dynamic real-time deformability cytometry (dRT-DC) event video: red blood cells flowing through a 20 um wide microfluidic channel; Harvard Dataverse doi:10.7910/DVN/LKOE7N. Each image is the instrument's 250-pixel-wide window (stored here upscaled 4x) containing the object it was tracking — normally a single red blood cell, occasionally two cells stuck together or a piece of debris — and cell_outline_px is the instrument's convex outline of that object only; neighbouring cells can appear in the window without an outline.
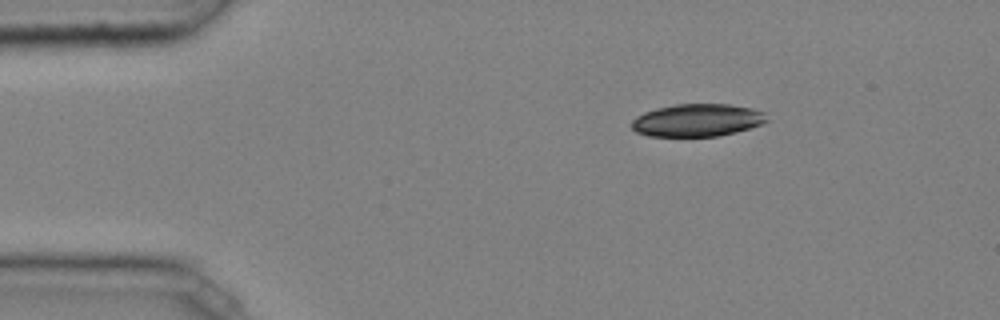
{"species": "common noctule bat (a hibernating species)", "species_latin": "Nyctalus noctula", "temperature_condition": "cold", "stored_images_in_passage": 38, "camera_frame_rate_fps": 3000, "um_per_image_px": 0.085, "animal": {"sex": "male", "body_mass_g": 20.4}, "frame": {"image": 1, "passage_image": 1, "time_ms": 0.0, "image_size_px": [1000, 320], "cell_outline_px": [[768, 120], [764, 124], [736, 132], [716, 136], [648, 136], [636, 132], [632, 128], [632, 120], [636, 116], [644, 112], [656, 108], [676, 104], [728, 104], [752, 108], [764, 112]], "centroid_in_image_um": [59.28, 10.21], "position_along_channel_um": 25.7, "area_um2": 25.78}}
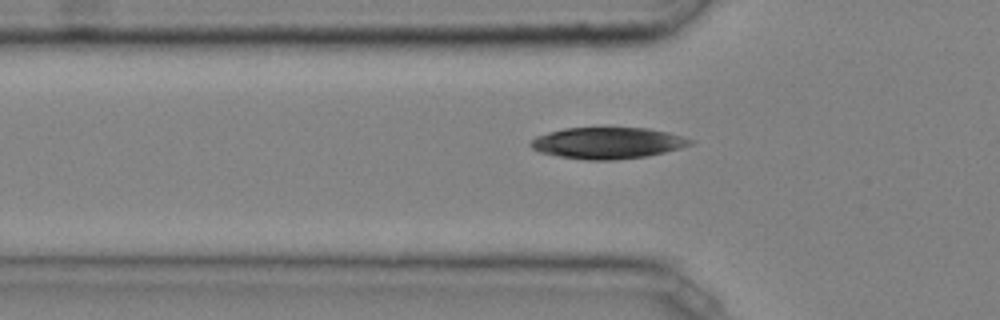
{"frame": {"image": 2, "passage_image": 9, "time_ms": 2.667, "image_size_px": [1000, 320], "cell_outline_px": [[696, 140], [692, 144], [680, 148], [648, 156], [612, 160], [588, 160], [560, 156], [540, 152], [532, 148], [528, 144], [536, 136], [548, 132], [564, 128], [648, 128], [668, 132]], "centroid_in_image_um": [51.66, 12.15], "position_along_channel_um": 74.1, "area_um2": 29.13}}
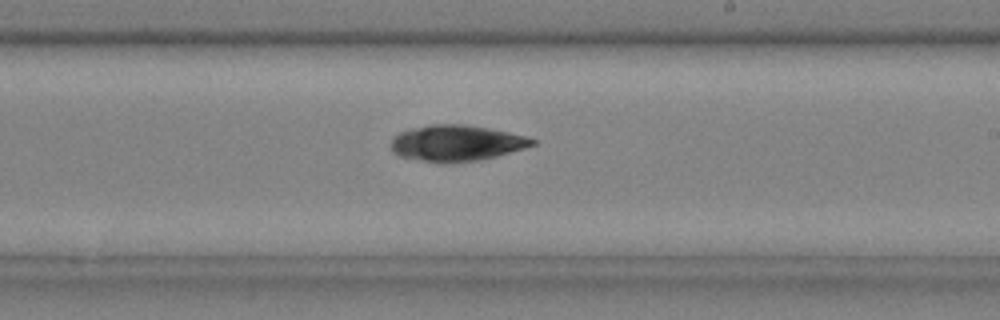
{"frame": {"image": 3, "passage_image": 22, "time_ms": 7.0, "image_size_px": [1000, 320], "cell_outline_px": [[536, 144], [524, 148], [496, 156], [480, 160], [424, 160], [400, 156], [392, 152], [388, 144], [392, 136], [400, 132], [412, 128], [432, 124], [468, 124], [528, 136], [536, 140]], "centroid_in_image_um": [38.78, 12.12], "position_along_channel_um": 250.2, "area_um2": 29.13}, "authors_computed_cell_mechanics": {"area_um2": 28.5243, "velocity_mm_per_s": 4.056, "shape_relaxation_time_tau1_ms": 3.4762, "shape_relaxation_time_tau2_ms": null, "deformation_change_tau1": 0.0812, "deformation_change_tau2": null}}